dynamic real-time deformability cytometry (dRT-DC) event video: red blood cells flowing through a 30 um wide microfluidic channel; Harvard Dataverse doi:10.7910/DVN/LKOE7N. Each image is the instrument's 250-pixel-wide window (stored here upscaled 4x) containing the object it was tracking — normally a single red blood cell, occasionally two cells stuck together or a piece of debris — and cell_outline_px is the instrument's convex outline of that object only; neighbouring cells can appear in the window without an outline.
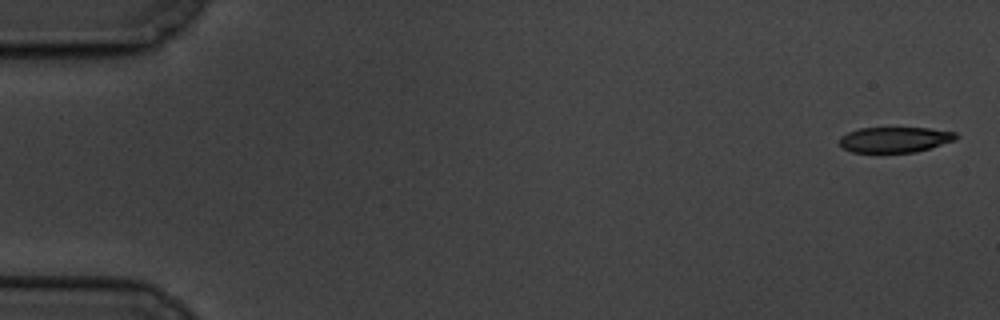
{"species": "common noctule bat (a hibernating species)", "species_latin": "Nyctalus noctula", "temperature_condition": "cold", "stored_images_in_passage": 10, "camera_frame_rate_fps": 3000, "um_per_image_px": 0.085, "animal": {"sex": "male", "body_mass_g": 19.5, "forearm_length_mm": 54.6}, "frame": {"image": 1, "passage_image": 1, "time_ms": 0.0, "image_size_px": [1000, 320], "cell_outline_px": [[960, 136], [956, 140], [916, 152], [852, 152], [844, 148], [840, 144], [840, 136], [848, 132], [860, 128], [928, 128], [956, 132]], "centroid_in_image_um": [76.1, 11.86], "position_along_channel_um": 8.9, "area_um2": 17.28}}
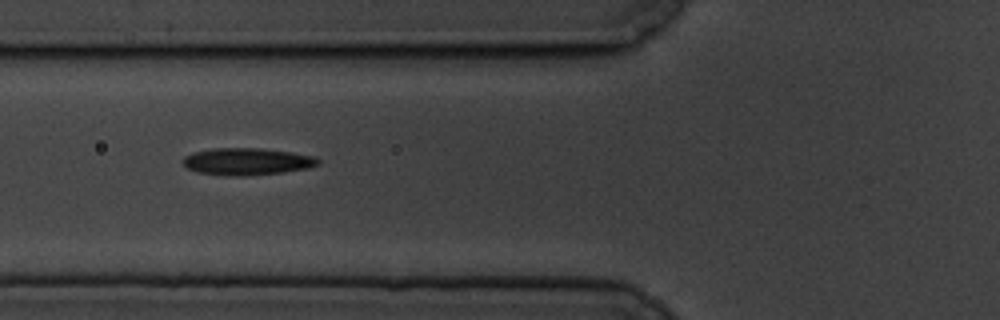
{"frame": {"image": 2, "passage_image": 7, "time_ms": 7.0, "image_size_px": [1000, 320], "cell_outline_px": [[320, 164], [308, 168], [284, 172], [248, 176], [228, 176], [196, 172], [188, 168], [180, 160], [184, 156], [192, 152], [212, 148], [260, 148], [292, 152], [316, 156], [320, 160]], "centroid_in_image_um": [20.99, 13.73], "position_along_channel_um": 104.8, "area_um2": 21.68}}
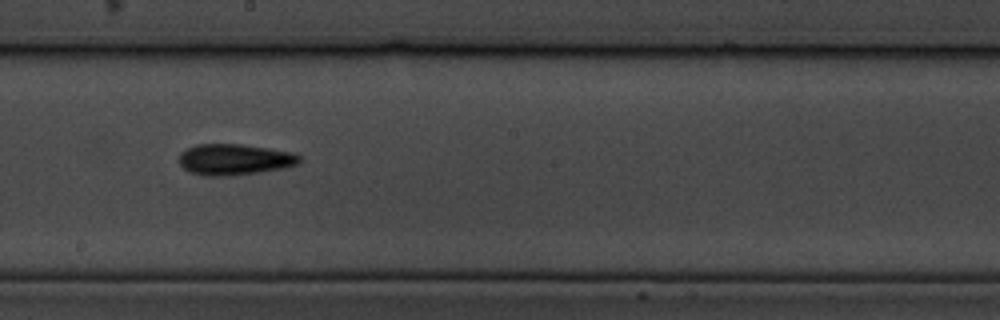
{"frame": {"image": 3, "passage_image": 10, "time_ms": 10.667, "image_size_px": [1000, 320], "cell_outline_px": [[304, 160], [300, 164], [284, 168], [260, 172], [232, 176], [204, 176], [192, 172], [184, 168], [180, 164], [180, 152], [196, 144], [240, 144], [268, 148], [292, 152], [300, 156]], "centroid_in_image_um": [19.98, 13.56], "position_along_channel_um": 228.2, "area_um2": 21.96}}